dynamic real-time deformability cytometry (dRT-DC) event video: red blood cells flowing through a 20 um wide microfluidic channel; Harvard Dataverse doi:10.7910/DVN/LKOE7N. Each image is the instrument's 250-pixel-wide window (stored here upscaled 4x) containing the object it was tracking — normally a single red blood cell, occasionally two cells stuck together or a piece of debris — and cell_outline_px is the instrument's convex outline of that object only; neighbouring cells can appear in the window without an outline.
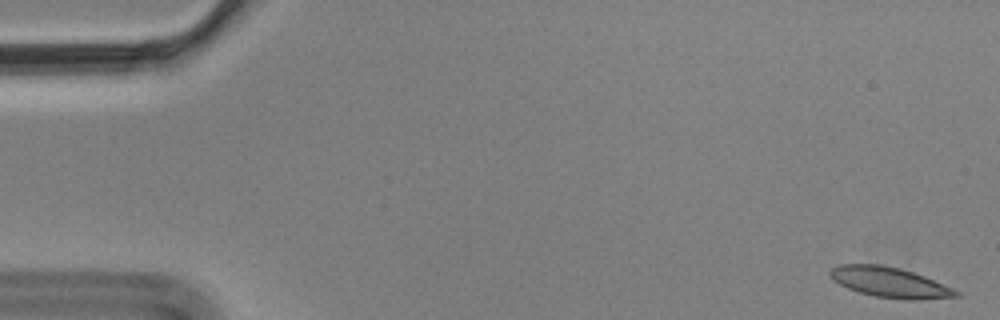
{"species": "Egyptian fruit bat (a non-hibernating species)", "species_latin": "Rousettus aegyptiacus", "temperature_condition": "cold", "stored_images_in_passage": 6, "camera_frame_rate_fps": 3000, "um_per_image_px": 0.085, "animal": {"sex": "male"}, "frame": {"image": 1, "passage_image": 1, "time_ms": 0.0, "image_size_px": [1000, 320], "cell_outline_px": [[960, 296], [916, 300], [908, 300], [876, 296], [860, 292], [848, 288], [832, 280], [828, 272], [832, 268], [840, 264], [880, 264], [900, 268], [924, 276], [952, 288], [960, 292]], "centroid_in_image_um": [75.61, 23.99], "position_along_channel_um": 9.4, "area_um2": 22.02}}